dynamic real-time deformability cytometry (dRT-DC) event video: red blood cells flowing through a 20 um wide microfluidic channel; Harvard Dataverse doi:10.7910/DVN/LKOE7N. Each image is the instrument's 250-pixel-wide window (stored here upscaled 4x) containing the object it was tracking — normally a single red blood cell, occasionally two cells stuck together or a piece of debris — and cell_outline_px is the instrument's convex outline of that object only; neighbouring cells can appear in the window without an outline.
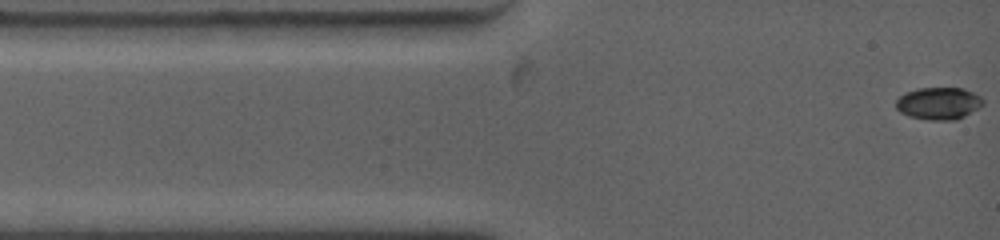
{"species": "common noctule bat (a hibernating species)", "species_latin": "Nyctalus noctula", "temperature_condition": "warm", "stored_images_in_passage": 19, "camera_frame_rate_fps": 4500, "um_per_image_px": 0.085, "animal": {"sex": "female", "body_mass_g": 19.0, "forearm_length_mm": 53.3}, "frame": {"image": 1, "passage_image": 1, "time_ms": 0.0, "image_size_px": [1000, 240], "cell_outline_px": [[984, 104], [964, 116], [956, 120], [928, 120], [908, 116], [900, 112], [896, 108], [896, 100], [904, 92], [916, 88], [964, 88], [980, 96], [984, 100]], "centroid_in_image_um": [79.76, 8.78], "position_along_channel_um": 5.2, "area_um2": 16.47}}
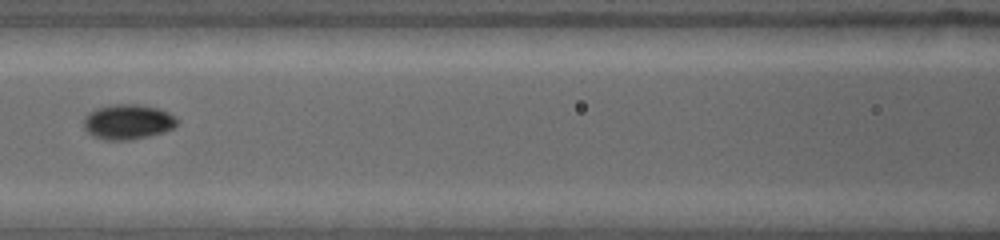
{"frame": {"image": 2, "passage_image": 10, "time_ms": 5.111, "image_size_px": [1000, 240], "cell_outline_px": [[180, 120], [172, 128], [164, 132], [132, 140], [104, 140], [92, 136], [84, 128], [84, 116], [88, 112], [96, 108], [112, 104], [136, 104], [156, 108], [168, 112]], "centroid_in_image_um": [10.84, 10.36], "position_along_channel_um": 155.8, "area_um2": 19.19}}
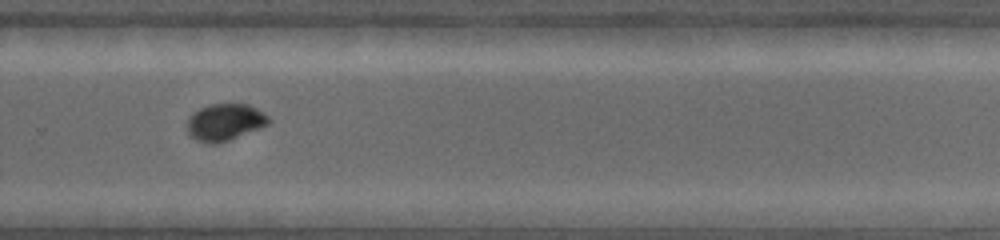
{"frame": {"image": 3, "passage_image": 17, "time_ms": 9.111, "image_size_px": [1000, 240], "cell_outline_px": [[272, 120], [268, 124], [260, 128], [228, 140], [216, 144], [208, 144], [196, 140], [188, 136], [184, 124], [188, 116], [192, 112], [208, 104], [248, 104], [264, 112]], "centroid_in_image_um": [19.04, 10.39], "position_along_channel_um": 310.8, "area_um2": 17.98}}